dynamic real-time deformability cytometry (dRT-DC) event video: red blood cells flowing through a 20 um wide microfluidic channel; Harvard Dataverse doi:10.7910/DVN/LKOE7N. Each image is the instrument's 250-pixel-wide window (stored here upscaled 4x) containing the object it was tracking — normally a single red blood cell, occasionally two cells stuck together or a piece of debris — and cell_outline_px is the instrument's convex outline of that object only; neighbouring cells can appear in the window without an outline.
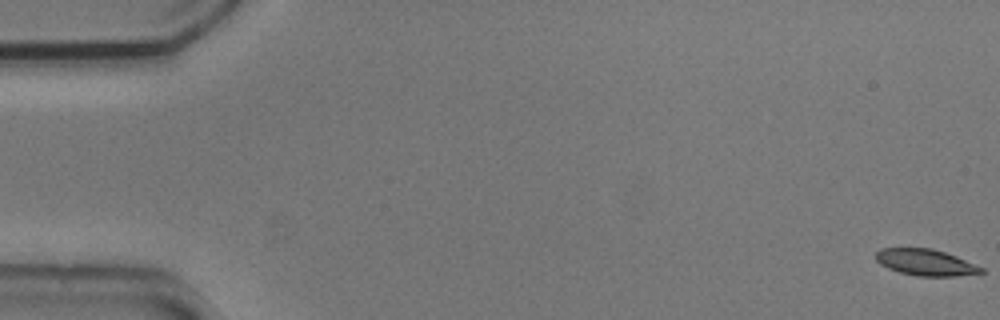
{"species": "common noctule bat (a hibernating species)", "species_latin": "Nyctalus noctula", "temperature_condition": "cold", "stored_images_in_passage": 8, "camera_frame_rate_fps": 3000, "um_per_image_px": 0.085, "animal": {"sex": "male", "body_mass_g": 20.5, "forearm_length_mm": 52.5}, "frame": {"image": 1, "passage_image": 1, "time_ms": 0.0, "image_size_px": [1000, 320], "cell_outline_px": [[984, 272], [956, 276], [916, 276], [900, 272], [888, 268], [880, 264], [876, 260], [876, 252], [880, 248], [932, 248], [956, 256], [984, 268]], "centroid_in_image_um": [78.66, 22.3], "position_along_channel_um": 6.3, "area_um2": 16.13}}